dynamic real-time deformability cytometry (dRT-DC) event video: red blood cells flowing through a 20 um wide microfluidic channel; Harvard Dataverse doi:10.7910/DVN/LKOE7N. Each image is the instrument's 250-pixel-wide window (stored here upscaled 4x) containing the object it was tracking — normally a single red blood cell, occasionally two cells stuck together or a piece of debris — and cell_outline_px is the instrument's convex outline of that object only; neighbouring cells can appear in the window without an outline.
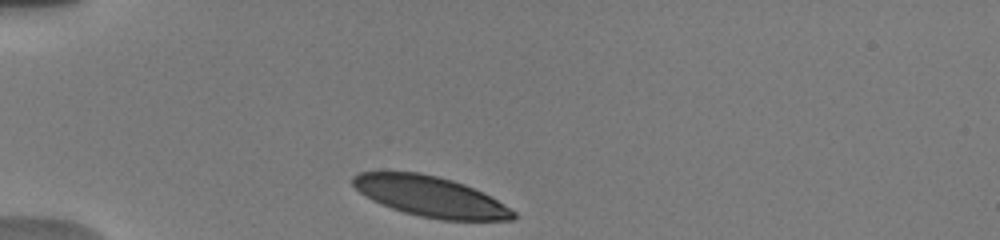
{"species": "human", "species_latin": "Homo sapiens", "temperature_condition": "warm", "stored_images_in_passage": 17, "camera_frame_rate_fps": 3000, "um_per_image_px": 0.085, "donor": {"sex": "male"}, "frame": {"image": 1, "passage_image": 1, "time_ms": 0.0, "image_size_px": [1000, 240], "cell_outline_px": [[516, 216], [512, 220], [440, 220], [420, 216], [404, 212], [380, 204], [372, 200], [360, 192], [352, 184], [352, 176], [360, 172], [420, 172], [452, 180], [464, 184], [504, 204], [516, 212]], "centroid_in_image_um": [36.56, 16.71], "position_along_channel_um": 48.4, "area_um2": 37.4}}
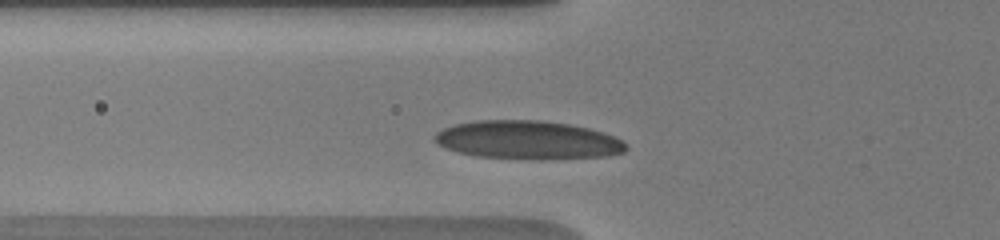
{"frame": {"image": 2, "passage_image": 8, "time_ms": 1.667, "image_size_px": [1000, 240], "cell_outline_px": [[628, 148], [624, 152], [608, 156], [544, 160], [536, 160], [476, 156], [444, 148], [436, 144], [432, 140], [432, 136], [436, 132], [444, 128], [456, 124], [476, 120], [544, 120], [568, 124], [588, 128], [612, 136], [620, 140]], "centroid_in_image_um": [44.81, 11.91], "position_along_channel_um": 81.0, "area_um2": 43.18}}